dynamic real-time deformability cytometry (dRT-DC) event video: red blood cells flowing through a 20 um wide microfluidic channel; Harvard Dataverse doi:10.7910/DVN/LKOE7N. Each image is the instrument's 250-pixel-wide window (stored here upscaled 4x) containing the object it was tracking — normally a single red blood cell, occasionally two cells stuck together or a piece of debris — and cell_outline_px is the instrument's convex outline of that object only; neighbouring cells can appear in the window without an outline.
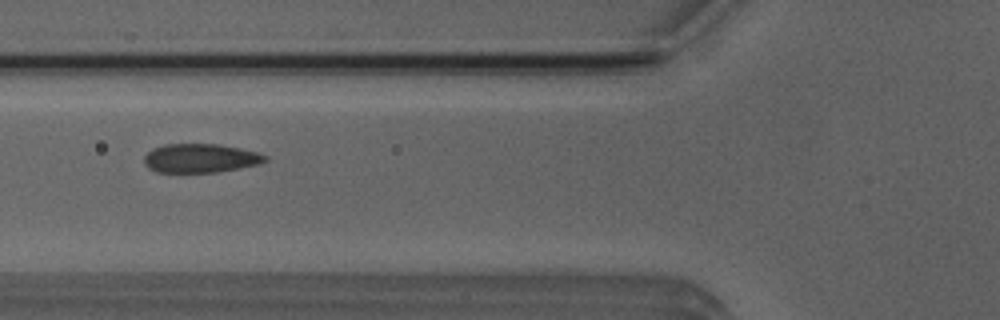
{"species": "Egyptian fruit bat (a non-hibernating species)", "species_latin": "Rousettus aegyptiacus", "temperature_condition": "room temperature", "stored_images_in_passage": 6, "camera_frame_rate_fps": 3000, "um_per_image_px": 0.085, "animal": {"sex": "male"}, "frame": {"image": 1, "passage_image": 6, "time_ms": 6.667, "image_size_px": [1000, 320], "cell_outline_px": [[268, 160], [260, 164], [240, 168], [216, 172], [156, 172], [148, 168], [144, 164], [144, 156], [152, 148], [164, 144], [216, 144], [240, 148], [260, 152], [268, 156]], "centroid_in_image_um": [17.05, 13.44], "position_along_channel_um": 108.7, "area_um2": 20.58}}